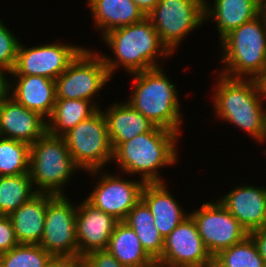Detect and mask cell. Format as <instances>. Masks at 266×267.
I'll return each mask as SVG.
<instances>
[{
    "mask_svg": "<svg viewBox=\"0 0 266 267\" xmlns=\"http://www.w3.org/2000/svg\"><path fill=\"white\" fill-rule=\"evenodd\" d=\"M102 40L115 57L98 52L111 78L118 67H123L129 75L162 67L157 59L166 60L172 55L147 16L134 24L109 31Z\"/></svg>",
    "mask_w": 266,
    "mask_h": 267,
    "instance_id": "6da1fadb",
    "label": "cell"
},
{
    "mask_svg": "<svg viewBox=\"0 0 266 267\" xmlns=\"http://www.w3.org/2000/svg\"><path fill=\"white\" fill-rule=\"evenodd\" d=\"M213 91V111L216 118L245 131L256 142L263 143L266 107L260 80L229 78L218 73Z\"/></svg>",
    "mask_w": 266,
    "mask_h": 267,
    "instance_id": "7a4b0ae2",
    "label": "cell"
},
{
    "mask_svg": "<svg viewBox=\"0 0 266 267\" xmlns=\"http://www.w3.org/2000/svg\"><path fill=\"white\" fill-rule=\"evenodd\" d=\"M179 133L156 127L129 141L121 143L113 151V160L128 175L139 174L145 183H164L160 168L173 166L178 161ZM161 175V176H160Z\"/></svg>",
    "mask_w": 266,
    "mask_h": 267,
    "instance_id": "3957f363",
    "label": "cell"
},
{
    "mask_svg": "<svg viewBox=\"0 0 266 267\" xmlns=\"http://www.w3.org/2000/svg\"><path fill=\"white\" fill-rule=\"evenodd\" d=\"M219 45L220 63L224 65L217 73L229 78L261 80L266 74V10L232 30Z\"/></svg>",
    "mask_w": 266,
    "mask_h": 267,
    "instance_id": "277c9868",
    "label": "cell"
},
{
    "mask_svg": "<svg viewBox=\"0 0 266 267\" xmlns=\"http://www.w3.org/2000/svg\"><path fill=\"white\" fill-rule=\"evenodd\" d=\"M164 72L158 67L129 74L134 86L127 102L155 126L180 134L183 124L180 97L176 84Z\"/></svg>",
    "mask_w": 266,
    "mask_h": 267,
    "instance_id": "5b68a950",
    "label": "cell"
},
{
    "mask_svg": "<svg viewBox=\"0 0 266 267\" xmlns=\"http://www.w3.org/2000/svg\"><path fill=\"white\" fill-rule=\"evenodd\" d=\"M79 170L63 137L46 132L30 145L29 175L37 193L67 195L64 187Z\"/></svg>",
    "mask_w": 266,
    "mask_h": 267,
    "instance_id": "8992f818",
    "label": "cell"
},
{
    "mask_svg": "<svg viewBox=\"0 0 266 267\" xmlns=\"http://www.w3.org/2000/svg\"><path fill=\"white\" fill-rule=\"evenodd\" d=\"M62 137L74 163L84 172L104 170V166L113 162V149L101 108Z\"/></svg>",
    "mask_w": 266,
    "mask_h": 267,
    "instance_id": "52a82bcc",
    "label": "cell"
},
{
    "mask_svg": "<svg viewBox=\"0 0 266 267\" xmlns=\"http://www.w3.org/2000/svg\"><path fill=\"white\" fill-rule=\"evenodd\" d=\"M110 79L98 51L85 47L55 80L56 99L89 100L99 109L95 95Z\"/></svg>",
    "mask_w": 266,
    "mask_h": 267,
    "instance_id": "ba28073f",
    "label": "cell"
},
{
    "mask_svg": "<svg viewBox=\"0 0 266 267\" xmlns=\"http://www.w3.org/2000/svg\"><path fill=\"white\" fill-rule=\"evenodd\" d=\"M204 6L205 0H159L147 17L173 54L190 32L205 23Z\"/></svg>",
    "mask_w": 266,
    "mask_h": 267,
    "instance_id": "9c48e42d",
    "label": "cell"
},
{
    "mask_svg": "<svg viewBox=\"0 0 266 267\" xmlns=\"http://www.w3.org/2000/svg\"><path fill=\"white\" fill-rule=\"evenodd\" d=\"M67 195L47 193L43 234L39 245L54 258L78 260L76 212Z\"/></svg>",
    "mask_w": 266,
    "mask_h": 267,
    "instance_id": "30bf717a",
    "label": "cell"
},
{
    "mask_svg": "<svg viewBox=\"0 0 266 267\" xmlns=\"http://www.w3.org/2000/svg\"><path fill=\"white\" fill-rule=\"evenodd\" d=\"M190 215L212 257L249 235L218 199L203 203L199 209L191 211Z\"/></svg>",
    "mask_w": 266,
    "mask_h": 267,
    "instance_id": "8fae6325",
    "label": "cell"
},
{
    "mask_svg": "<svg viewBox=\"0 0 266 267\" xmlns=\"http://www.w3.org/2000/svg\"><path fill=\"white\" fill-rule=\"evenodd\" d=\"M103 174H101V173ZM91 177L100 173L98 182L86 200L94 207L112 215L118 221H124L132 208L142 199L146 184L140 178L133 180L118 175L106 174L102 169L88 171Z\"/></svg>",
    "mask_w": 266,
    "mask_h": 267,
    "instance_id": "7c38bea8",
    "label": "cell"
},
{
    "mask_svg": "<svg viewBox=\"0 0 266 267\" xmlns=\"http://www.w3.org/2000/svg\"><path fill=\"white\" fill-rule=\"evenodd\" d=\"M26 47L20 42L11 75H35L52 80H56L85 48L61 42Z\"/></svg>",
    "mask_w": 266,
    "mask_h": 267,
    "instance_id": "4fadbf2b",
    "label": "cell"
},
{
    "mask_svg": "<svg viewBox=\"0 0 266 267\" xmlns=\"http://www.w3.org/2000/svg\"><path fill=\"white\" fill-rule=\"evenodd\" d=\"M213 263V257L189 215L165 239L164 249L156 264L163 267H200Z\"/></svg>",
    "mask_w": 266,
    "mask_h": 267,
    "instance_id": "5bb4252c",
    "label": "cell"
},
{
    "mask_svg": "<svg viewBox=\"0 0 266 267\" xmlns=\"http://www.w3.org/2000/svg\"><path fill=\"white\" fill-rule=\"evenodd\" d=\"M119 222L112 215L91 205L86 199L78 204L76 212L78 260L90 252L106 250Z\"/></svg>",
    "mask_w": 266,
    "mask_h": 267,
    "instance_id": "9a60e30c",
    "label": "cell"
},
{
    "mask_svg": "<svg viewBox=\"0 0 266 267\" xmlns=\"http://www.w3.org/2000/svg\"><path fill=\"white\" fill-rule=\"evenodd\" d=\"M240 184L218 200L250 233L266 226V187Z\"/></svg>",
    "mask_w": 266,
    "mask_h": 267,
    "instance_id": "2e32d148",
    "label": "cell"
},
{
    "mask_svg": "<svg viewBox=\"0 0 266 267\" xmlns=\"http://www.w3.org/2000/svg\"><path fill=\"white\" fill-rule=\"evenodd\" d=\"M47 132V120L9 97L0 103V136L33 144Z\"/></svg>",
    "mask_w": 266,
    "mask_h": 267,
    "instance_id": "e0dca14e",
    "label": "cell"
},
{
    "mask_svg": "<svg viewBox=\"0 0 266 267\" xmlns=\"http://www.w3.org/2000/svg\"><path fill=\"white\" fill-rule=\"evenodd\" d=\"M10 97L46 120L56 102L55 80L35 75H10Z\"/></svg>",
    "mask_w": 266,
    "mask_h": 267,
    "instance_id": "ac0fdd59",
    "label": "cell"
},
{
    "mask_svg": "<svg viewBox=\"0 0 266 267\" xmlns=\"http://www.w3.org/2000/svg\"><path fill=\"white\" fill-rule=\"evenodd\" d=\"M107 125L108 135L113 151L123 142L153 131L157 126L128 102L111 103L105 111L101 109Z\"/></svg>",
    "mask_w": 266,
    "mask_h": 267,
    "instance_id": "d6986e66",
    "label": "cell"
},
{
    "mask_svg": "<svg viewBox=\"0 0 266 267\" xmlns=\"http://www.w3.org/2000/svg\"><path fill=\"white\" fill-rule=\"evenodd\" d=\"M167 186L165 182L146 183L142 191V200L150 208L154 224L164 239L190 215V212L185 213Z\"/></svg>",
    "mask_w": 266,
    "mask_h": 267,
    "instance_id": "ffe728a7",
    "label": "cell"
},
{
    "mask_svg": "<svg viewBox=\"0 0 266 267\" xmlns=\"http://www.w3.org/2000/svg\"><path fill=\"white\" fill-rule=\"evenodd\" d=\"M205 0V20L217 26L220 41L232 30L260 15L265 9L257 0H214L213 6Z\"/></svg>",
    "mask_w": 266,
    "mask_h": 267,
    "instance_id": "44dd1931",
    "label": "cell"
},
{
    "mask_svg": "<svg viewBox=\"0 0 266 267\" xmlns=\"http://www.w3.org/2000/svg\"><path fill=\"white\" fill-rule=\"evenodd\" d=\"M100 38L109 31L141 21L144 13L132 0H87Z\"/></svg>",
    "mask_w": 266,
    "mask_h": 267,
    "instance_id": "7402d4cb",
    "label": "cell"
},
{
    "mask_svg": "<svg viewBox=\"0 0 266 267\" xmlns=\"http://www.w3.org/2000/svg\"><path fill=\"white\" fill-rule=\"evenodd\" d=\"M47 193H37L9 217L19 244H39L43 234Z\"/></svg>",
    "mask_w": 266,
    "mask_h": 267,
    "instance_id": "603a6c76",
    "label": "cell"
},
{
    "mask_svg": "<svg viewBox=\"0 0 266 267\" xmlns=\"http://www.w3.org/2000/svg\"><path fill=\"white\" fill-rule=\"evenodd\" d=\"M107 250L126 267H152L156 264L142 247L135 231L123 221L116 225Z\"/></svg>",
    "mask_w": 266,
    "mask_h": 267,
    "instance_id": "cb8c5ba5",
    "label": "cell"
},
{
    "mask_svg": "<svg viewBox=\"0 0 266 267\" xmlns=\"http://www.w3.org/2000/svg\"><path fill=\"white\" fill-rule=\"evenodd\" d=\"M97 110L89 100L56 99L52 114L47 120V133L62 137Z\"/></svg>",
    "mask_w": 266,
    "mask_h": 267,
    "instance_id": "d4e9b609",
    "label": "cell"
},
{
    "mask_svg": "<svg viewBox=\"0 0 266 267\" xmlns=\"http://www.w3.org/2000/svg\"><path fill=\"white\" fill-rule=\"evenodd\" d=\"M132 228L145 251L157 261L164 249V238L154 224L150 208L141 199L123 221Z\"/></svg>",
    "mask_w": 266,
    "mask_h": 267,
    "instance_id": "484cf974",
    "label": "cell"
},
{
    "mask_svg": "<svg viewBox=\"0 0 266 267\" xmlns=\"http://www.w3.org/2000/svg\"><path fill=\"white\" fill-rule=\"evenodd\" d=\"M36 194L29 173L0 176V215L9 216Z\"/></svg>",
    "mask_w": 266,
    "mask_h": 267,
    "instance_id": "4316f807",
    "label": "cell"
},
{
    "mask_svg": "<svg viewBox=\"0 0 266 267\" xmlns=\"http://www.w3.org/2000/svg\"><path fill=\"white\" fill-rule=\"evenodd\" d=\"M213 267H266L255 241L248 235L243 241L223 249L213 257Z\"/></svg>",
    "mask_w": 266,
    "mask_h": 267,
    "instance_id": "83f0119b",
    "label": "cell"
},
{
    "mask_svg": "<svg viewBox=\"0 0 266 267\" xmlns=\"http://www.w3.org/2000/svg\"><path fill=\"white\" fill-rule=\"evenodd\" d=\"M28 143L0 136V176L29 173Z\"/></svg>",
    "mask_w": 266,
    "mask_h": 267,
    "instance_id": "f1b7e54d",
    "label": "cell"
},
{
    "mask_svg": "<svg viewBox=\"0 0 266 267\" xmlns=\"http://www.w3.org/2000/svg\"><path fill=\"white\" fill-rule=\"evenodd\" d=\"M53 259L39 244H18L0 254V267H47Z\"/></svg>",
    "mask_w": 266,
    "mask_h": 267,
    "instance_id": "f546056e",
    "label": "cell"
},
{
    "mask_svg": "<svg viewBox=\"0 0 266 267\" xmlns=\"http://www.w3.org/2000/svg\"><path fill=\"white\" fill-rule=\"evenodd\" d=\"M20 41L0 19V67L12 72Z\"/></svg>",
    "mask_w": 266,
    "mask_h": 267,
    "instance_id": "4dcf8cb0",
    "label": "cell"
},
{
    "mask_svg": "<svg viewBox=\"0 0 266 267\" xmlns=\"http://www.w3.org/2000/svg\"><path fill=\"white\" fill-rule=\"evenodd\" d=\"M80 267H126L107 249L96 250L80 258Z\"/></svg>",
    "mask_w": 266,
    "mask_h": 267,
    "instance_id": "1f68e13d",
    "label": "cell"
},
{
    "mask_svg": "<svg viewBox=\"0 0 266 267\" xmlns=\"http://www.w3.org/2000/svg\"><path fill=\"white\" fill-rule=\"evenodd\" d=\"M18 244L10 217L0 215V254L8 252Z\"/></svg>",
    "mask_w": 266,
    "mask_h": 267,
    "instance_id": "d6a6232c",
    "label": "cell"
},
{
    "mask_svg": "<svg viewBox=\"0 0 266 267\" xmlns=\"http://www.w3.org/2000/svg\"><path fill=\"white\" fill-rule=\"evenodd\" d=\"M252 239L255 241L259 254L262 257L266 266V226L253 230L249 233Z\"/></svg>",
    "mask_w": 266,
    "mask_h": 267,
    "instance_id": "836d02e7",
    "label": "cell"
},
{
    "mask_svg": "<svg viewBox=\"0 0 266 267\" xmlns=\"http://www.w3.org/2000/svg\"><path fill=\"white\" fill-rule=\"evenodd\" d=\"M8 73L7 75H5ZM11 71L0 67V103L10 97L11 78L7 77Z\"/></svg>",
    "mask_w": 266,
    "mask_h": 267,
    "instance_id": "e575fe53",
    "label": "cell"
},
{
    "mask_svg": "<svg viewBox=\"0 0 266 267\" xmlns=\"http://www.w3.org/2000/svg\"><path fill=\"white\" fill-rule=\"evenodd\" d=\"M47 267H80V261L69 258H54Z\"/></svg>",
    "mask_w": 266,
    "mask_h": 267,
    "instance_id": "d590c367",
    "label": "cell"
},
{
    "mask_svg": "<svg viewBox=\"0 0 266 267\" xmlns=\"http://www.w3.org/2000/svg\"><path fill=\"white\" fill-rule=\"evenodd\" d=\"M139 9L147 16L158 4L159 0H132Z\"/></svg>",
    "mask_w": 266,
    "mask_h": 267,
    "instance_id": "8d00e7d4",
    "label": "cell"
},
{
    "mask_svg": "<svg viewBox=\"0 0 266 267\" xmlns=\"http://www.w3.org/2000/svg\"><path fill=\"white\" fill-rule=\"evenodd\" d=\"M260 81H261V85H262L265 100H266V74Z\"/></svg>",
    "mask_w": 266,
    "mask_h": 267,
    "instance_id": "74e56055",
    "label": "cell"
},
{
    "mask_svg": "<svg viewBox=\"0 0 266 267\" xmlns=\"http://www.w3.org/2000/svg\"><path fill=\"white\" fill-rule=\"evenodd\" d=\"M257 1L266 10V0H257Z\"/></svg>",
    "mask_w": 266,
    "mask_h": 267,
    "instance_id": "f35d334b",
    "label": "cell"
},
{
    "mask_svg": "<svg viewBox=\"0 0 266 267\" xmlns=\"http://www.w3.org/2000/svg\"><path fill=\"white\" fill-rule=\"evenodd\" d=\"M152 267H163V266L158 265V264H155V265H153Z\"/></svg>",
    "mask_w": 266,
    "mask_h": 267,
    "instance_id": "ab89813d",
    "label": "cell"
},
{
    "mask_svg": "<svg viewBox=\"0 0 266 267\" xmlns=\"http://www.w3.org/2000/svg\"><path fill=\"white\" fill-rule=\"evenodd\" d=\"M200 267H213L212 264L207 265V266H200Z\"/></svg>",
    "mask_w": 266,
    "mask_h": 267,
    "instance_id": "60d3db41",
    "label": "cell"
}]
</instances>
